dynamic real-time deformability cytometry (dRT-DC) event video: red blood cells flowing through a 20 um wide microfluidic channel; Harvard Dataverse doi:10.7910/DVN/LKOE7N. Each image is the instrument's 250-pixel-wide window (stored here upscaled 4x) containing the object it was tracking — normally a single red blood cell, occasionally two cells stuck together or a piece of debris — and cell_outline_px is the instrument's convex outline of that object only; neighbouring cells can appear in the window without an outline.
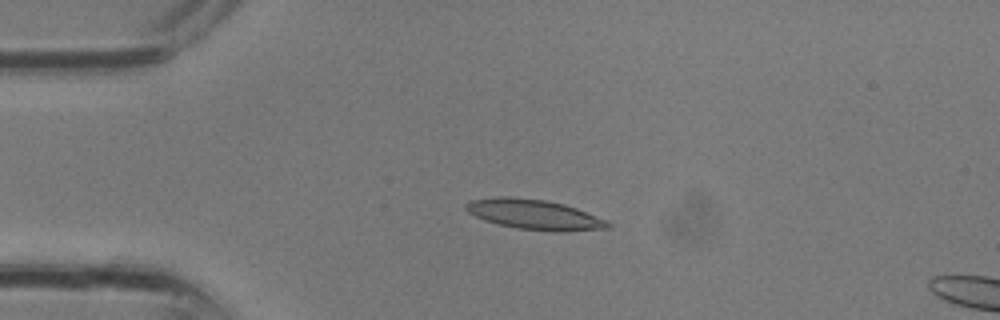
{"species": "common noctule bat (a hibernating species)", "species_latin": "Nyctalus noctula", "temperature_condition": "room temperature", "stored_images_in_passage": 4, "camera_frame_rate_fps": 3000, "um_per_image_px": 0.085, "animal": {"sex": "male", "body_mass_g": 13.3}, "frame": {"image": 1, "passage_image": 3, "time_ms": 0.667, "image_size_px": [1000, 320], "cell_outline_px": [[612, 228], [564, 232], [552, 232], [516, 228], [484, 220], [468, 212], [464, 208], [464, 204], [468, 200], [492, 196], [512, 196], [544, 200], [564, 204], [576, 208], [608, 220], [612, 224]], "centroid_in_image_um": [45.42, 18.23], "position_along_channel_um": 39.6, "area_um2": 25.32}}
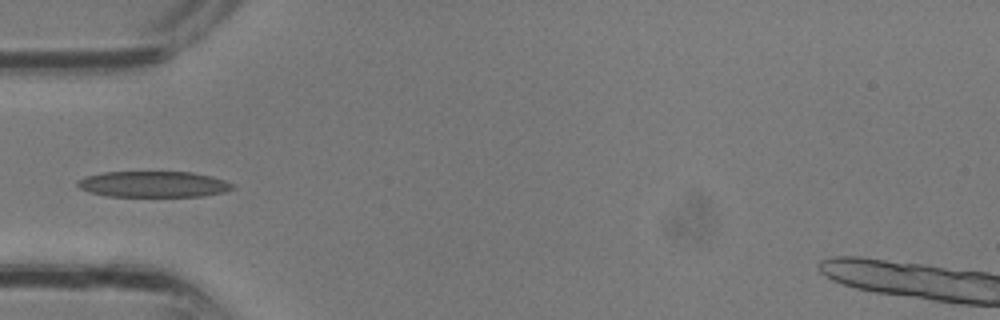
{"frame": {"image": 2, "passage_image": 4, "time_ms": 1.0, "image_size_px": [1000, 320], "cell_outline_px": [[236, 188], [224, 192], [204, 196], [108, 196], [88, 192], [80, 188], [76, 184], [76, 180], [84, 176], [104, 172], [192, 172], [212, 176], [224, 180], [232, 184]], "centroid_in_image_um": [13.02, 15.65], "position_along_channel_um": 72.0, "area_um2": 23.58}}